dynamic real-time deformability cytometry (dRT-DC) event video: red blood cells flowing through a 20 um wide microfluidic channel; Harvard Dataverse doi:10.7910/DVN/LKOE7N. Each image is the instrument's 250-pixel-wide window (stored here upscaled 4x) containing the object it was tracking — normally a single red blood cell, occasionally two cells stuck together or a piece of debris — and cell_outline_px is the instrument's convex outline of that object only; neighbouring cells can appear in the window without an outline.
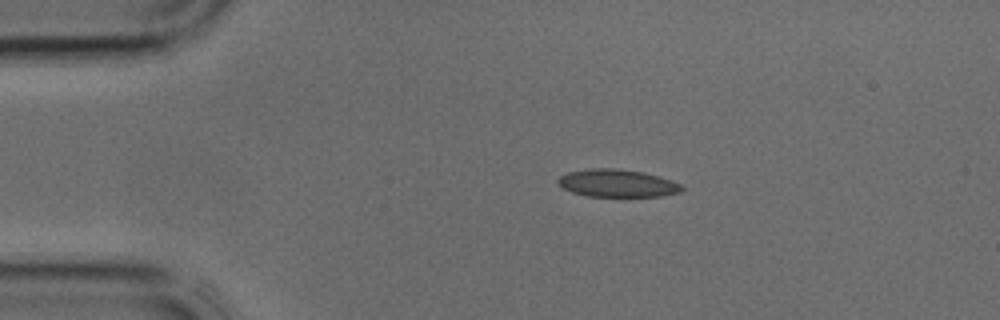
{"species": "common noctule bat (a hibernating species)", "species_latin": "Nyctalus noctula", "temperature_condition": "cold", "stored_images_in_passage": 32, "camera_frame_rate_fps": 3000, "um_per_image_px": 0.085, "animal": {"sex": "male", "body_mass_g": 17.9, "forearm_length_mm": 54.2}, "frame": {"image": 1, "passage_image": 1, "time_ms": 0.0, "image_size_px": [1000, 320], "cell_outline_px": [[684, 188], [680, 192], [660, 196], [588, 196], [572, 192], [564, 188], [556, 180], [560, 176], [568, 172], [592, 168], [612, 168], [644, 172], [660, 176], [672, 180], [680, 184]], "centroid_in_image_um": [52.48, 15.57], "position_along_channel_um": 32.5, "area_um2": 19.83}}
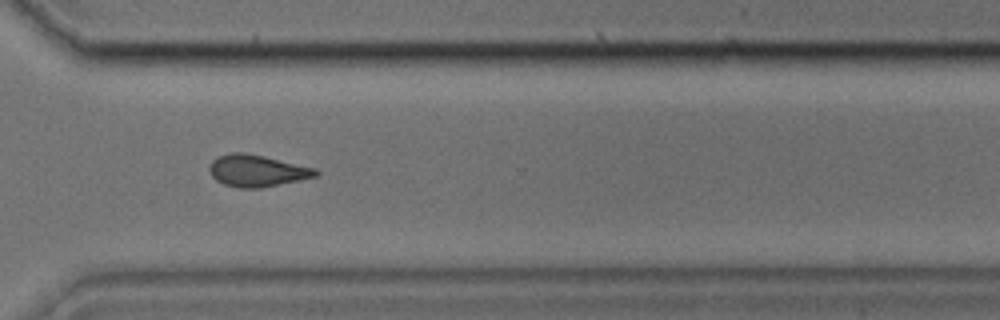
{"frame": {"image": 2, "passage_image": 22, "time_ms": 7.0, "image_size_px": [1000, 320], "cell_outline_px": [[320, 172], [316, 176], [300, 180], [260, 188], [240, 188], [224, 184], [216, 180], [212, 176], [208, 168], [212, 160], [220, 156], [232, 152], [244, 152], [264, 156], [316, 168]], "centroid_in_image_um": [21.85, 14.51], "position_along_channel_um": 348.8, "area_um2": 19.65}}
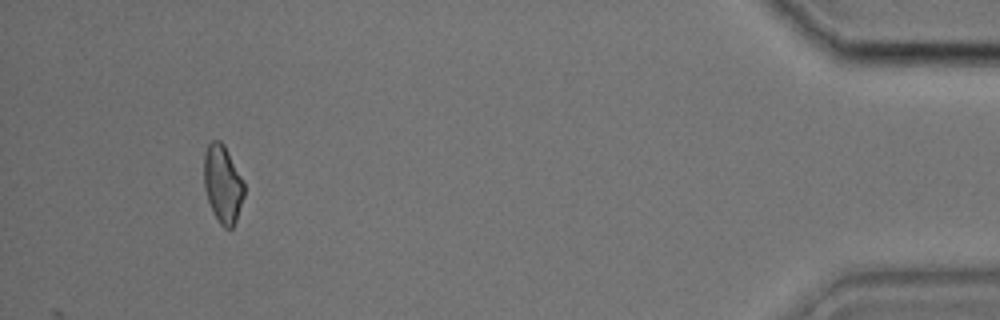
{"frame": {"image": 3, "passage_image": 30, "time_ms": 9.667, "image_size_px": [1000, 320], "cell_outline_px": [[244, 196], [236, 220], [232, 228], [224, 228], [220, 224], [212, 212], [204, 188], [204, 152], [208, 144], [212, 140], [220, 140], [224, 144], [244, 184]], "centroid_in_image_um": [18.91, 15.64], "position_along_channel_um": 416.3, "area_um2": 18.09}}